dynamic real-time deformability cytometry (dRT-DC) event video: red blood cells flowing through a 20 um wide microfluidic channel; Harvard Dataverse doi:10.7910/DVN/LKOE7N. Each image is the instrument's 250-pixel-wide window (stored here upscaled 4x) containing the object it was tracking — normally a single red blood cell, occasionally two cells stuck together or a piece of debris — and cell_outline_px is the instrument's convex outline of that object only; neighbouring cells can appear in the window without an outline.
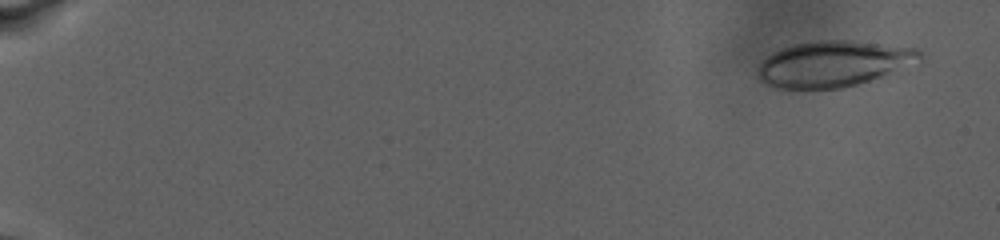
{"species": "human", "species_latin": "Homo sapiens", "temperature_condition": "warm", "stored_images_in_passage": 58, "camera_frame_rate_fps": 3000, "um_per_image_px": 0.085, "donor": {"sex": "male"}, "frame": {"image": 1, "passage_image": 1, "time_ms": 0.0, "image_size_px": [1000, 240], "cell_outline_px": [[924, 56], [880, 76], [856, 84], [840, 88], [776, 88], [764, 84], [756, 76], [756, 72], [760, 64], [768, 56], [784, 48], [796, 44], [816, 40], [852, 40], [916, 48], [924, 52]], "centroid_in_image_um": [70.76, 5.41], "position_along_channel_um": 14.2, "area_um2": 42.43}}
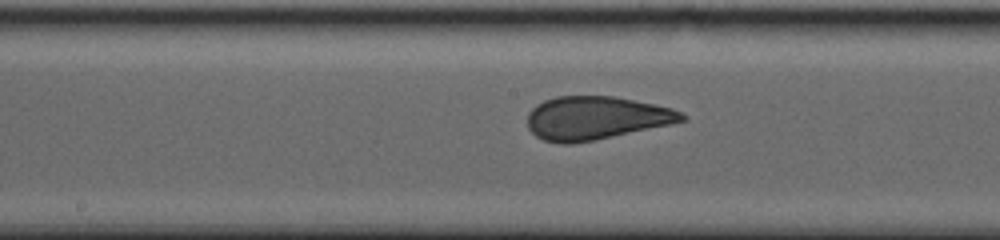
{"frame": {"image": 2, "passage_image": 33, "time_ms": 16.0, "image_size_px": [1000, 240], "cell_outline_px": [[688, 120], [672, 124], [596, 140], [572, 144], [560, 144], [544, 140], [536, 136], [528, 128], [528, 112], [536, 104], [544, 100], [556, 96], [616, 96], [672, 108], [680, 112]], "centroid_in_image_um": [50.64, 10.03], "position_along_channel_um": 197.6, "area_um2": 39.13}}
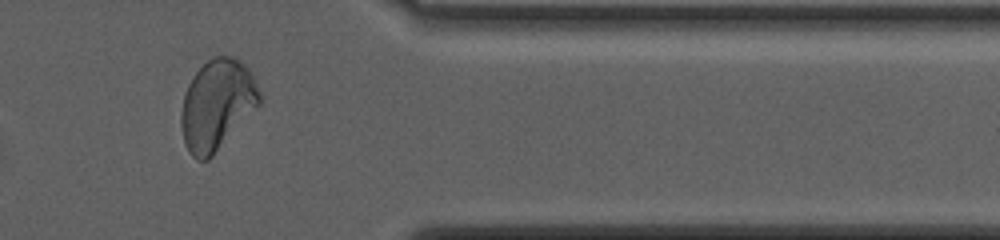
{"frame": {"image": 3, "passage_image": 47, "time_ms": 24.667, "image_size_px": [1000, 240], "cell_outline_px": [[260, 104], [212, 156], [208, 160], [196, 160], [188, 152], [184, 144], [180, 124], [180, 112], [184, 96], [188, 84], [192, 76], [208, 60], [216, 56], [232, 56], [240, 60], [248, 68], [260, 92]], "centroid_in_image_um": [18.41, 8.92], "position_along_channel_um": 393.0, "area_um2": 41.1}, "authors_computed_cell_mechanics": {"area_um2": 41.7894, "velocity_mm_per_s": 2.3648, "shape_relaxation_time_tau1_ms": 10.93, "shape_relaxation_time_tau2_ms": null, "deformation_change_tau1": 0.1989, "deformation_change_tau2": null}}